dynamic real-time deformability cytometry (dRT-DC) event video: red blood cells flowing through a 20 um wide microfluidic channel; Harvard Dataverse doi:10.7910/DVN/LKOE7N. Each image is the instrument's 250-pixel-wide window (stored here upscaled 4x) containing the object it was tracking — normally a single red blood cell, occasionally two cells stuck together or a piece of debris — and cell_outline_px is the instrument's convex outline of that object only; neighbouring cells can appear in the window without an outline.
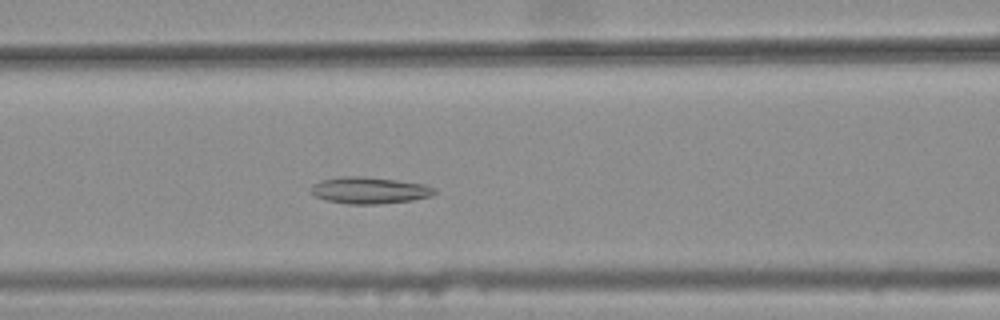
{"species": "common noctule bat (a hibernating species)", "species_latin": "Nyctalus noctula", "temperature_condition": "warm", "stored_images_in_passage": 38, "camera_frame_rate_fps": 3000, "um_per_image_px": 0.085, "animal": {"sex": "female", "body_mass_g": 25.1}, "frame": {"image": 1, "passage_image": 16, "time_ms": 5.0, "image_size_px": [1000, 320], "cell_outline_px": [[436, 192], [432, 196], [412, 200], [380, 204], [348, 204], [328, 200], [316, 196], [308, 192], [308, 188], [312, 184], [320, 180], [340, 176], [360, 176], [396, 180], [424, 184], [436, 188]], "centroid_in_image_um": [31.36, 16.17], "position_along_channel_um": 135.2, "area_um2": 19.36}}
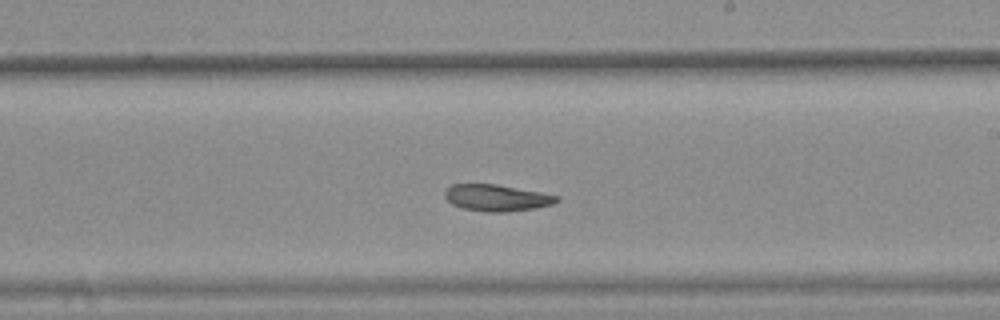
{"frame": {"image": 2, "passage_image": 25, "time_ms": 8.0, "image_size_px": [1000, 320], "cell_outline_px": [[560, 200], [552, 204], [536, 208], [504, 212], [488, 212], [464, 208], [452, 204], [444, 196], [444, 192], [452, 184], [496, 184], [540, 192], [560, 196]], "centroid_in_image_um": [42.24, 16.81], "position_along_channel_um": 246.8, "area_um2": 17.22}}
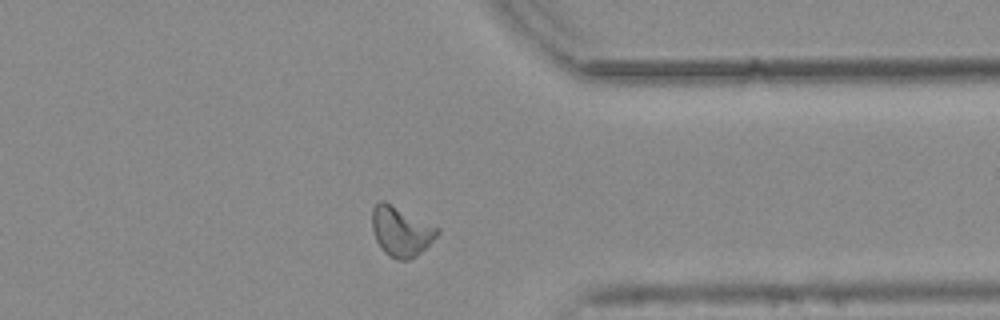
{"frame": {"image": 3, "passage_image": 36, "time_ms": 11.667, "image_size_px": [1000, 320], "cell_outline_px": [[440, 232], [416, 256], [408, 260], [396, 260], [388, 256], [380, 248], [376, 240], [372, 228], [372, 208], [380, 200], [384, 200], [440, 228]], "centroid_in_image_um": [34.06, 19.66], "position_along_channel_um": 377.3, "area_um2": 18.9}}